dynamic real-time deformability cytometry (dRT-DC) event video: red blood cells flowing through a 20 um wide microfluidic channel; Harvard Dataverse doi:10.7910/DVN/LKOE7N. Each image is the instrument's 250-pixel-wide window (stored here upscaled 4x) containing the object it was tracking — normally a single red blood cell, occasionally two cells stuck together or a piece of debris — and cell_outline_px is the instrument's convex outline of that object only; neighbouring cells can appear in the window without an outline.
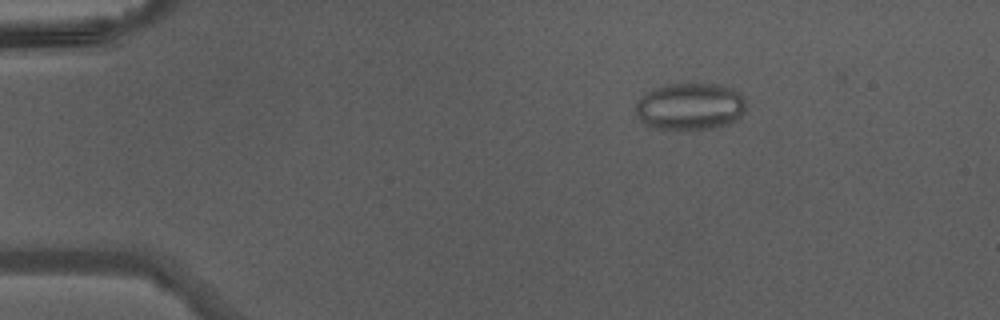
{"species": "Egyptian fruit bat (a non-hibernating species)", "species_latin": "Rousettus aegyptiacus", "temperature_condition": "warm", "stored_images_in_passage": 45, "camera_frame_rate_fps": 3000, "um_per_image_px": 0.085, "animal": {"sex": "male"}, "frame": {"image": 1, "passage_image": 7, "time_ms": 2.0, "image_size_px": [1000, 320], "cell_outline_px": [[744, 112], [736, 120], [728, 124], [712, 128], [688, 132], [680, 132], [652, 128], [644, 124], [636, 116], [636, 104], [640, 96], [652, 88], [664, 84], [720, 84], [732, 88], [740, 92], [744, 96]], "centroid_in_image_um": [58.62, 9.08], "position_along_channel_um": 26.4, "area_um2": 31.33}}
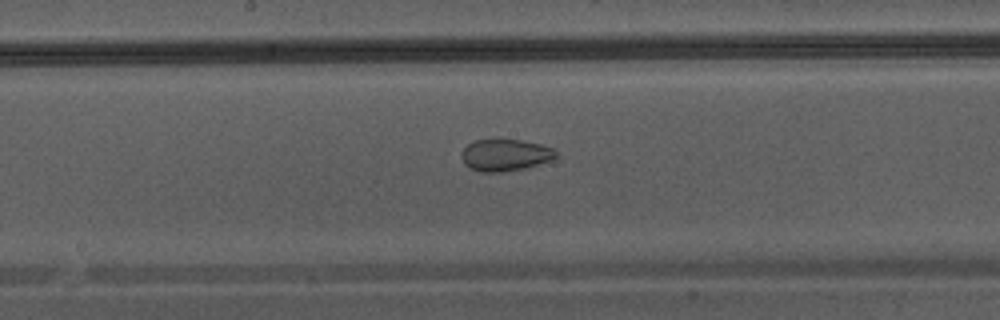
{"frame": {"image": 2, "passage_image": 24, "time_ms": 7.667, "image_size_px": [1000, 320], "cell_outline_px": [[556, 156], [552, 160], [524, 168], [500, 172], [480, 172], [468, 168], [464, 164], [460, 156], [460, 152], [468, 144], [476, 140], [520, 140], [540, 144], [552, 148], [556, 152]], "centroid_in_image_um": [42.89, 13.19], "position_along_channel_um": 205.3, "area_um2": 17.46}}
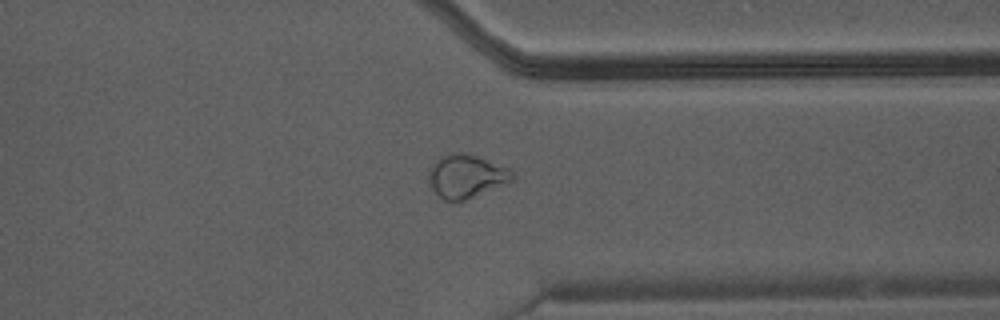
{"frame": {"image": 3, "passage_image": 35, "time_ms": 11.333, "image_size_px": [1000, 320], "cell_outline_px": [[516, 180], [464, 200], [444, 200], [432, 188], [428, 180], [428, 176], [432, 164], [440, 156], [456, 152], [464, 152], [512, 168], [516, 176]], "centroid_in_image_um": [39.69, 14.96], "position_along_channel_um": 371.7, "area_um2": 21.21}}